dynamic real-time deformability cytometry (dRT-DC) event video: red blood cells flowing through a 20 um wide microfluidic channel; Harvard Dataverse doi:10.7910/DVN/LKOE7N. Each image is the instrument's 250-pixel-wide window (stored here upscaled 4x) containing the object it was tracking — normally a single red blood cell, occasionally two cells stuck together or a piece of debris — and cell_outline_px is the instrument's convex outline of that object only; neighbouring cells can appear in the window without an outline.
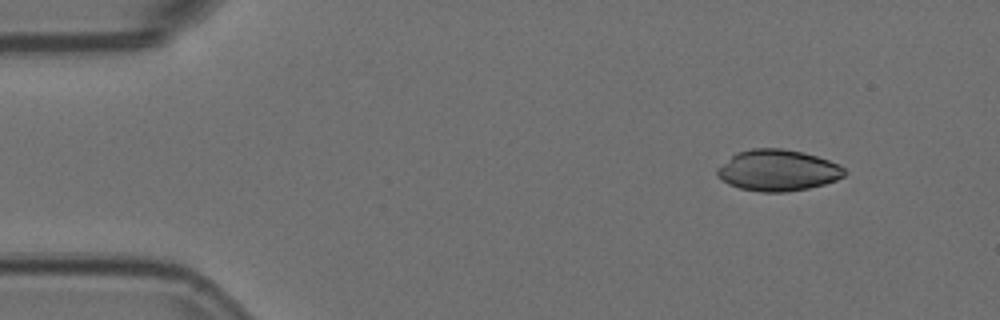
{"species": "Egyptian fruit bat (a non-hibernating species)", "species_latin": "Rousettus aegyptiacus", "temperature_condition": "room temperature", "stored_images_in_passage": 3, "camera_frame_rate_fps": 3000, "um_per_image_px": 0.085, "animal": {"sex": "female"}, "frame": {"image": 1, "passage_image": 1, "time_ms": 0.0, "image_size_px": [1000, 320], "cell_outline_px": [[848, 172], [844, 176], [836, 180], [824, 184], [808, 188], [784, 192], [764, 192], [740, 188], [728, 184], [716, 176], [716, 168], [736, 152], [752, 148], [780, 148], [804, 152], [840, 164]], "centroid_in_image_um": [66.1, 14.47], "position_along_channel_um": 18.9, "area_um2": 30.75}}